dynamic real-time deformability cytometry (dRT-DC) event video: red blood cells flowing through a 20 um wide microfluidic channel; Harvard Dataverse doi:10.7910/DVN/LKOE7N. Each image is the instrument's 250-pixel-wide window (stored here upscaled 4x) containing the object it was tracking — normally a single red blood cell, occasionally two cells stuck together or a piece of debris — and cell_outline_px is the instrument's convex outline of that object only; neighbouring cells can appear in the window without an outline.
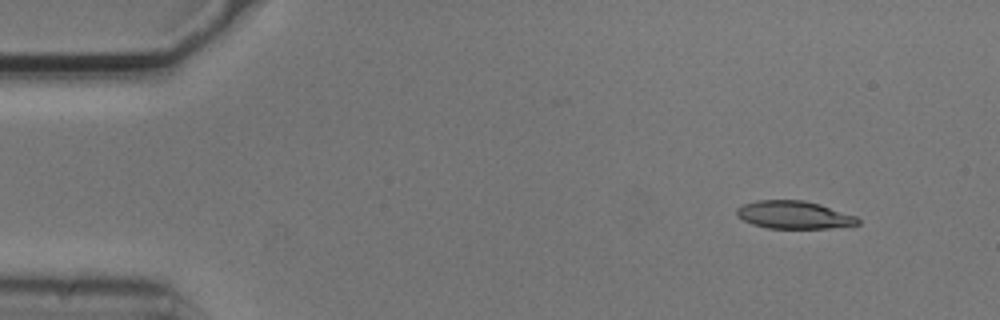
{"species": "common noctule bat (a hibernating species)", "species_latin": "Nyctalus noctula", "temperature_condition": "cold", "stored_images_in_passage": 4, "segment_of_instrument_passage": [1, 2], "camera_frame_rate_fps": 3000, "um_per_image_px": 0.085, "animal": {"sex": "male", "body_mass_g": 20.5, "forearm_length_mm": 52.5}, "frame": {"image": 1, "passage_image": 1, "time_ms": 0.0, "image_size_px": [1000, 320], "cell_outline_px": [[860, 224], [828, 228], [768, 228], [752, 224], [744, 220], [736, 212], [736, 208], [744, 204], [756, 200], [804, 200], [820, 204], [856, 216], [860, 220]], "centroid_in_image_um": [67.5, 18.26], "position_along_channel_um": 17.5, "area_um2": 19.48}}